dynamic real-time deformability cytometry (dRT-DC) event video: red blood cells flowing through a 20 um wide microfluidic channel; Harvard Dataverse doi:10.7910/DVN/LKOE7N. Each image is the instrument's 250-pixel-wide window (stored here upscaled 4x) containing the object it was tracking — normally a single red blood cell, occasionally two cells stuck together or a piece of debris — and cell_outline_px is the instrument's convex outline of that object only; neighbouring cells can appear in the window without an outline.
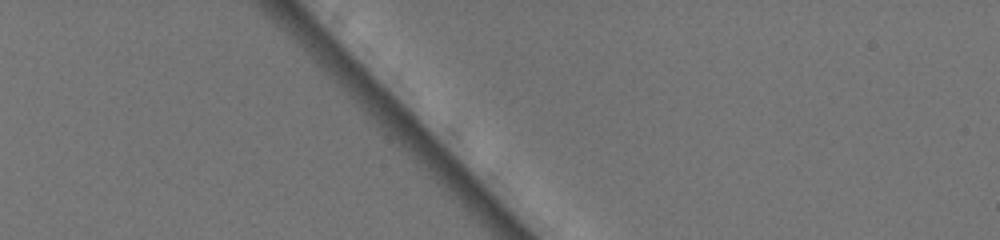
{"species": "common noctule bat (a hibernating species)", "species_latin": "Nyctalus noctula", "temperature_condition": "warm", "stored_images_in_passage": 2, "camera_frame_rate_fps": 3000, "um_per_image_px": 0.085, "animal": {"sex": "female", "body_mass_g": 19.5, "forearm_length_mm": 54.1}, "frame": {"image": 1, "passage_image": 2, "time_ms": 0.333, "image_size_px": [1000, 240], "cell_outline_px": [[512, 100], [508, 112], [488, 124], [484, 124], [476, 116], [468, 104], [468, 92], [472, 76], [484, 80], [504, 88]], "centroid_in_image_um": [41.47, 8.52], "position_along_channel_um": 43.5, "area_um2": 10.23}}